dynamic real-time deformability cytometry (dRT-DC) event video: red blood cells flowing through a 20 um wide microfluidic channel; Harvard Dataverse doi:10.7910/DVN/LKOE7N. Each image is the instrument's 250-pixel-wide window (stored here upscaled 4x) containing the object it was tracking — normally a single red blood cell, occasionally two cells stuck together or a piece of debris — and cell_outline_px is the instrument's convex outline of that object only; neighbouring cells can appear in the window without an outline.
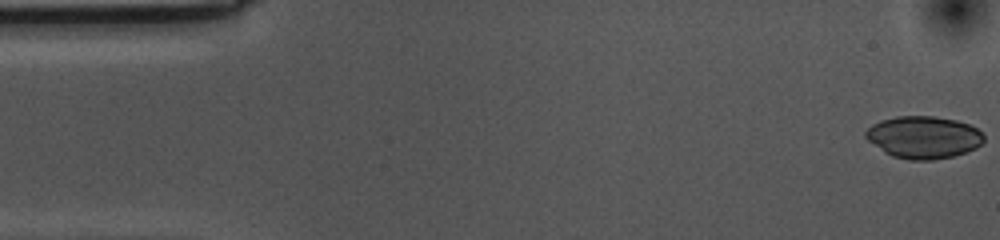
{"species": "common noctule bat (a hibernating species)", "species_latin": "Nyctalus noctula", "temperature_condition": "cold", "stored_images_in_passage": 55, "camera_frame_rate_fps": 3000, "um_per_image_px": 0.085, "animal": {"sex": "female", "body_mass_g": 10.0, "forearm_length_mm": 53.1}, "frame": {"image": 1, "passage_image": 1, "time_ms": 0.0, "image_size_px": [1000, 240], "cell_outline_px": [[984, 140], [976, 148], [952, 156], [932, 160], [908, 160], [892, 156], [884, 152], [868, 140], [864, 136], [864, 132], [872, 124], [880, 120], [896, 116], [932, 116], [956, 120], [972, 124], [984, 136]], "centroid_in_image_um": [78.48, 11.66], "position_along_channel_um": 6.5, "area_um2": 29.19}}
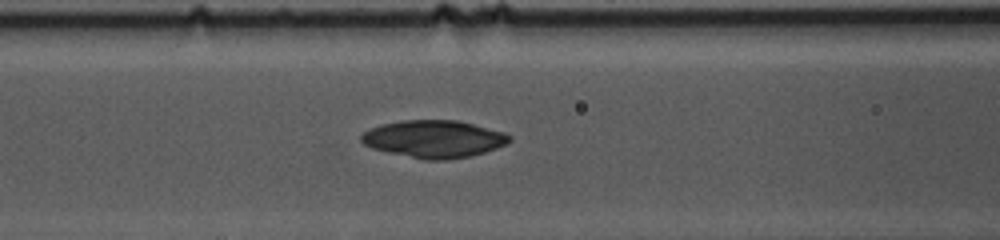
{"frame": {"image": 2, "passage_image": 21, "time_ms": 6.667, "image_size_px": [1000, 240], "cell_outline_px": [[512, 140], [508, 144], [472, 156], [444, 160], [424, 160], [388, 152], [372, 148], [364, 144], [360, 140], [360, 136], [364, 132], [372, 128], [384, 124], [404, 120], [456, 120], [504, 132], [512, 136]], "centroid_in_image_um": [36.91, 11.82], "position_along_channel_um": 129.7, "area_um2": 32.19}}
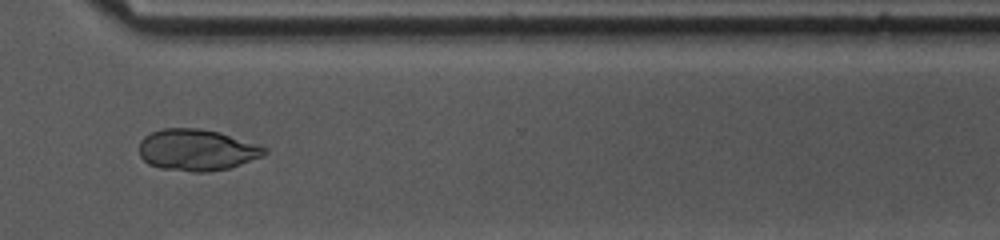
{"frame": {"image": 3, "passage_image": 40, "time_ms": 13.0, "image_size_px": [1000, 240], "cell_outline_px": [[268, 152], [264, 156], [228, 168], [208, 172], [192, 172], [160, 168], [148, 164], [140, 156], [140, 140], [144, 136], [160, 128], [200, 128], [220, 132], [260, 144], [268, 148]], "centroid_in_image_um": [16.76, 12.74], "position_along_channel_um": 353.8, "area_um2": 30.63}}